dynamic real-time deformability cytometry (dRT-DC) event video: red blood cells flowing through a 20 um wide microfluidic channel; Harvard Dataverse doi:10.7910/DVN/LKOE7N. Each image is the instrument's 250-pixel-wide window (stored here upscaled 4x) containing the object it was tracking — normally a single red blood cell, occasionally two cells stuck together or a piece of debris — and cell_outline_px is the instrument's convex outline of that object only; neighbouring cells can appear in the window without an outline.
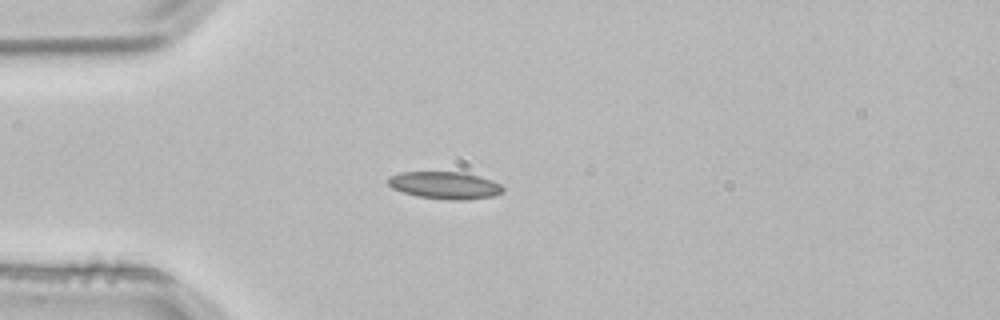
{"species": "common noctule bat (a hibernating species)", "species_latin": "Nyctalus noctula", "temperature_condition": "room temperature", "stored_images_in_passage": 2, "camera_frame_rate_fps": 3000, "um_per_image_px": 0.085, "animal": {"sex": "male", "body_mass_g": 21.5, "forearm_length_mm": 52.0}, "frame": {"image": 1, "passage_image": 2, "time_ms": 0.333, "image_size_px": [1000, 320], "cell_outline_px": [[504, 192], [492, 196], [464, 200], [452, 200], [420, 196], [404, 192], [392, 188], [388, 184], [388, 176], [400, 172], [464, 172], [480, 176], [492, 180], [500, 184], [504, 188]], "centroid_in_image_um": [37.83, 15.74], "position_along_channel_um": 47.2, "area_um2": 18.21}}